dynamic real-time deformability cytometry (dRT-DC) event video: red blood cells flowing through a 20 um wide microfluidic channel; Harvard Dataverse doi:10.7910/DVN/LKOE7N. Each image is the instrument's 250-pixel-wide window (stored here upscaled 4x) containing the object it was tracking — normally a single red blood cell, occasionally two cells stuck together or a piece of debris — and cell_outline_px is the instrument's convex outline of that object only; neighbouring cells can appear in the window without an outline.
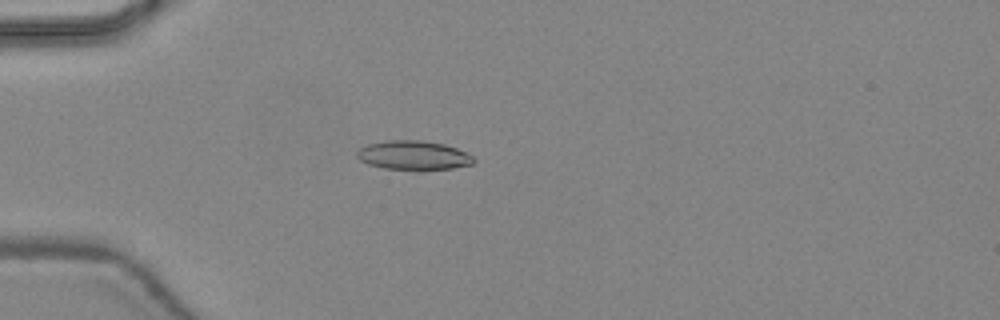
{"species": "common noctule bat (a hibernating species)", "species_latin": "Nyctalus noctula", "temperature_condition": "warm", "stored_images_in_passage": 47, "camera_frame_rate_fps": 3000, "um_per_image_px": 0.085, "animal": {"sex": "female", "body_mass_g": 24.6, "forearm_length_mm": 56.2}, "frame": {"image": 1, "passage_image": 14, "time_ms": 4.333, "image_size_px": [1000, 320], "cell_outline_px": [[476, 160], [472, 164], [452, 168], [420, 172], [416, 172], [384, 168], [368, 164], [360, 160], [356, 156], [356, 152], [360, 148], [368, 144], [384, 140], [420, 140], [444, 144], [456, 148], [472, 156]], "centroid_in_image_um": [35.13, 13.23], "position_along_channel_um": 49.9, "area_um2": 20.35}}
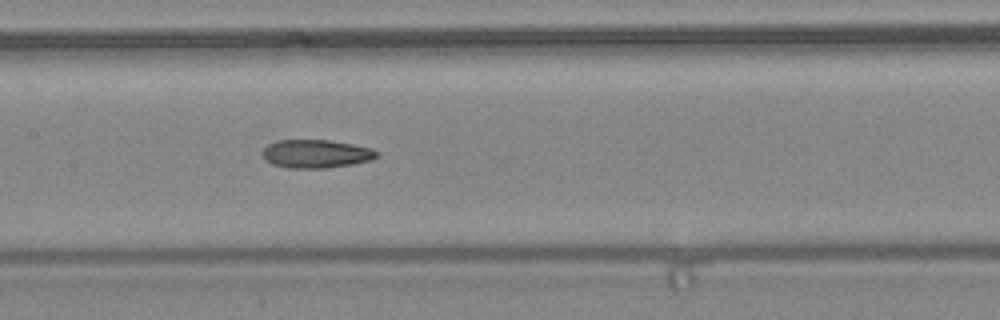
{"frame": {"image": 2, "passage_image": 24, "time_ms": 7.667, "image_size_px": [1000, 320], "cell_outline_px": [[376, 156], [372, 160], [352, 164], [324, 168], [288, 168], [272, 164], [264, 156], [264, 148], [268, 144], [276, 140], [328, 140], [352, 144], [372, 148], [376, 152]], "centroid_in_image_um": [26.86, 13.07], "position_along_channel_um": 180.5, "area_um2": 18.61}}
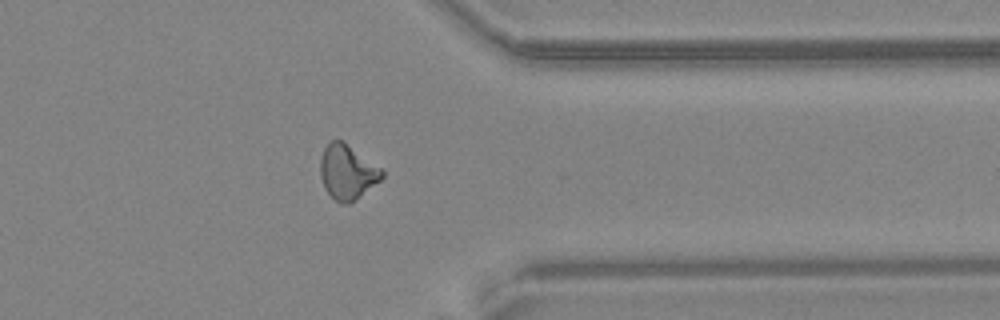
{"frame": {"image": 3, "passage_image": 38, "time_ms": 12.333, "image_size_px": [1000, 320], "cell_outline_px": [[384, 176], [380, 180], [356, 200], [348, 204], [340, 204], [324, 188], [320, 176], [320, 160], [324, 148], [332, 140], [344, 140], [380, 168], [384, 172]], "centroid_in_image_um": [29.51, 14.62], "position_along_channel_um": 381.9, "area_um2": 19.59}, "authors_computed_cell_mechanics": {"area_um2": 19.074, "velocity_mm_per_s": 4.4581, "shape_relaxation_time_tau1_ms": null, "shape_relaxation_time_tau2_ms": 2.3652, "deformation_change_tau1": null, "deformation_change_tau2": 0.0945}}